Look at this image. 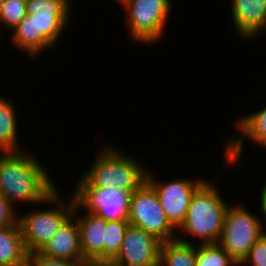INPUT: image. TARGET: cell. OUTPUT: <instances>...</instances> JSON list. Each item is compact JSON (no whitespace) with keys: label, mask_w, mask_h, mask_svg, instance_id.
<instances>
[{"label":"cell","mask_w":266,"mask_h":266,"mask_svg":"<svg viewBox=\"0 0 266 266\" xmlns=\"http://www.w3.org/2000/svg\"><path fill=\"white\" fill-rule=\"evenodd\" d=\"M72 0H27V15L12 30L15 48L32 60L58 44L70 23Z\"/></svg>","instance_id":"cell-1"},{"label":"cell","mask_w":266,"mask_h":266,"mask_svg":"<svg viewBox=\"0 0 266 266\" xmlns=\"http://www.w3.org/2000/svg\"><path fill=\"white\" fill-rule=\"evenodd\" d=\"M51 177L32 152L6 151L0 155V194L16 209L19 203L44 206L58 189Z\"/></svg>","instance_id":"cell-2"},{"label":"cell","mask_w":266,"mask_h":266,"mask_svg":"<svg viewBox=\"0 0 266 266\" xmlns=\"http://www.w3.org/2000/svg\"><path fill=\"white\" fill-rule=\"evenodd\" d=\"M100 149L86 172L81 174L92 187L112 186L133 192L147 180L148 167L142 165L138 158L126 155L123 150L112 146V143H107Z\"/></svg>","instance_id":"cell-3"},{"label":"cell","mask_w":266,"mask_h":266,"mask_svg":"<svg viewBox=\"0 0 266 266\" xmlns=\"http://www.w3.org/2000/svg\"><path fill=\"white\" fill-rule=\"evenodd\" d=\"M213 182L206 180L194 192L185 220L177 229V236L196 237L201 241L199 244L218 243L229 203L222 198Z\"/></svg>","instance_id":"cell-4"},{"label":"cell","mask_w":266,"mask_h":266,"mask_svg":"<svg viewBox=\"0 0 266 266\" xmlns=\"http://www.w3.org/2000/svg\"><path fill=\"white\" fill-rule=\"evenodd\" d=\"M57 189L43 202L47 209H31L18 215L22 231L23 244L28 254L38 252L55 235L62 224L73 214L75 197L70 194L68 200ZM50 205L52 208H49ZM54 206V207H53Z\"/></svg>","instance_id":"cell-5"},{"label":"cell","mask_w":266,"mask_h":266,"mask_svg":"<svg viewBox=\"0 0 266 266\" xmlns=\"http://www.w3.org/2000/svg\"><path fill=\"white\" fill-rule=\"evenodd\" d=\"M172 0H120L126 11L131 40L135 43L156 44L163 38L169 22ZM169 15V16H168Z\"/></svg>","instance_id":"cell-6"},{"label":"cell","mask_w":266,"mask_h":266,"mask_svg":"<svg viewBox=\"0 0 266 266\" xmlns=\"http://www.w3.org/2000/svg\"><path fill=\"white\" fill-rule=\"evenodd\" d=\"M260 216L238 202L229 205L218 244L239 265L254 243L265 233Z\"/></svg>","instance_id":"cell-7"},{"label":"cell","mask_w":266,"mask_h":266,"mask_svg":"<svg viewBox=\"0 0 266 266\" xmlns=\"http://www.w3.org/2000/svg\"><path fill=\"white\" fill-rule=\"evenodd\" d=\"M128 221L161 242L176 239L177 229L168 220L157 192L147 180L131 194Z\"/></svg>","instance_id":"cell-8"},{"label":"cell","mask_w":266,"mask_h":266,"mask_svg":"<svg viewBox=\"0 0 266 266\" xmlns=\"http://www.w3.org/2000/svg\"><path fill=\"white\" fill-rule=\"evenodd\" d=\"M80 178V179H79ZM71 192L82 209L106 221H128L132 192L120 188L92 187L81 175Z\"/></svg>","instance_id":"cell-9"},{"label":"cell","mask_w":266,"mask_h":266,"mask_svg":"<svg viewBox=\"0 0 266 266\" xmlns=\"http://www.w3.org/2000/svg\"><path fill=\"white\" fill-rule=\"evenodd\" d=\"M148 170L147 181L157 192L161 207L170 223L178 229L184 222L194 192L207 180L199 178H176L164 182L154 178Z\"/></svg>","instance_id":"cell-10"},{"label":"cell","mask_w":266,"mask_h":266,"mask_svg":"<svg viewBox=\"0 0 266 266\" xmlns=\"http://www.w3.org/2000/svg\"><path fill=\"white\" fill-rule=\"evenodd\" d=\"M160 245L154 235L129 224L121 249L112 261L117 266H159Z\"/></svg>","instance_id":"cell-11"},{"label":"cell","mask_w":266,"mask_h":266,"mask_svg":"<svg viewBox=\"0 0 266 266\" xmlns=\"http://www.w3.org/2000/svg\"><path fill=\"white\" fill-rule=\"evenodd\" d=\"M236 129L240 136H230L224 141V164L225 167L238 165L244 150V141L248 138L255 144L266 149V106L254 113L242 115L236 119ZM232 163V164H231ZM231 164V165H230Z\"/></svg>","instance_id":"cell-12"},{"label":"cell","mask_w":266,"mask_h":266,"mask_svg":"<svg viewBox=\"0 0 266 266\" xmlns=\"http://www.w3.org/2000/svg\"><path fill=\"white\" fill-rule=\"evenodd\" d=\"M233 25L243 40H252L266 31V0H231Z\"/></svg>","instance_id":"cell-13"},{"label":"cell","mask_w":266,"mask_h":266,"mask_svg":"<svg viewBox=\"0 0 266 266\" xmlns=\"http://www.w3.org/2000/svg\"><path fill=\"white\" fill-rule=\"evenodd\" d=\"M38 252L52 259H64L78 263L85 260L80 246L76 217L72 214Z\"/></svg>","instance_id":"cell-14"},{"label":"cell","mask_w":266,"mask_h":266,"mask_svg":"<svg viewBox=\"0 0 266 266\" xmlns=\"http://www.w3.org/2000/svg\"><path fill=\"white\" fill-rule=\"evenodd\" d=\"M81 206L75 201L73 215L76 217L80 234V246L84 259L103 260V236L106 220L94 213H79ZM79 214V215H78Z\"/></svg>","instance_id":"cell-15"},{"label":"cell","mask_w":266,"mask_h":266,"mask_svg":"<svg viewBox=\"0 0 266 266\" xmlns=\"http://www.w3.org/2000/svg\"><path fill=\"white\" fill-rule=\"evenodd\" d=\"M19 223L0 228V266H28Z\"/></svg>","instance_id":"cell-16"},{"label":"cell","mask_w":266,"mask_h":266,"mask_svg":"<svg viewBox=\"0 0 266 266\" xmlns=\"http://www.w3.org/2000/svg\"><path fill=\"white\" fill-rule=\"evenodd\" d=\"M186 239L181 235L161 242L159 266H195L196 244Z\"/></svg>","instance_id":"cell-17"},{"label":"cell","mask_w":266,"mask_h":266,"mask_svg":"<svg viewBox=\"0 0 266 266\" xmlns=\"http://www.w3.org/2000/svg\"><path fill=\"white\" fill-rule=\"evenodd\" d=\"M16 106L8 97L0 95V149L6 151H22L18 140Z\"/></svg>","instance_id":"cell-18"},{"label":"cell","mask_w":266,"mask_h":266,"mask_svg":"<svg viewBox=\"0 0 266 266\" xmlns=\"http://www.w3.org/2000/svg\"><path fill=\"white\" fill-rule=\"evenodd\" d=\"M129 221H106L103 236V260H113L119 253Z\"/></svg>","instance_id":"cell-19"},{"label":"cell","mask_w":266,"mask_h":266,"mask_svg":"<svg viewBox=\"0 0 266 266\" xmlns=\"http://www.w3.org/2000/svg\"><path fill=\"white\" fill-rule=\"evenodd\" d=\"M195 266H239L218 244H196Z\"/></svg>","instance_id":"cell-20"},{"label":"cell","mask_w":266,"mask_h":266,"mask_svg":"<svg viewBox=\"0 0 266 266\" xmlns=\"http://www.w3.org/2000/svg\"><path fill=\"white\" fill-rule=\"evenodd\" d=\"M27 15V0H5L0 8V25L14 30Z\"/></svg>","instance_id":"cell-21"},{"label":"cell","mask_w":266,"mask_h":266,"mask_svg":"<svg viewBox=\"0 0 266 266\" xmlns=\"http://www.w3.org/2000/svg\"><path fill=\"white\" fill-rule=\"evenodd\" d=\"M249 264V265H248ZM266 266V232L254 243L239 266Z\"/></svg>","instance_id":"cell-22"},{"label":"cell","mask_w":266,"mask_h":266,"mask_svg":"<svg viewBox=\"0 0 266 266\" xmlns=\"http://www.w3.org/2000/svg\"><path fill=\"white\" fill-rule=\"evenodd\" d=\"M16 208L0 194V228L14 225L18 222Z\"/></svg>","instance_id":"cell-23"},{"label":"cell","mask_w":266,"mask_h":266,"mask_svg":"<svg viewBox=\"0 0 266 266\" xmlns=\"http://www.w3.org/2000/svg\"><path fill=\"white\" fill-rule=\"evenodd\" d=\"M28 266H79V263L64 259L47 258L39 252H34L28 255Z\"/></svg>","instance_id":"cell-24"},{"label":"cell","mask_w":266,"mask_h":266,"mask_svg":"<svg viewBox=\"0 0 266 266\" xmlns=\"http://www.w3.org/2000/svg\"><path fill=\"white\" fill-rule=\"evenodd\" d=\"M79 266H117L112 260L85 259L79 262Z\"/></svg>","instance_id":"cell-25"},{"label":"cell","mask_w":266,"mask_h":266,"mask_svg":"<svg viewBox=\"0 0 266 266\" xmlns=\"http://www.w3.org/2000/svg\"><path fill=\"white\" fill-rule=\"evenodd\" d=\"M263 184L264 185H262V187H261L262 190L260 191L261 193L259 195L260 196L259 202H260V206H261V208H260L261 212L264 216L263 217L264 219L261 220V224H262L263 229L266 232V228L264 227L266 225V223H265L266 222V182H264ZM263 220H265V222H263ZM263 223H265V224H263Z\"/></svg>","instance_id":"cell-26"},{"label":"cell","mask_w":266,"mask_h":266,"mask_svg":"<svg viewBox=\"0 0 266 266\" xmlns=\"http://www.w3.org/2000/svg\"><path fill=\"white\" fill-rule=\"evenodd\" d=\"M5 0H0V8H1V5L3 4Z\"/></svg>","instance_id":"cell-27"}]
</instances>
